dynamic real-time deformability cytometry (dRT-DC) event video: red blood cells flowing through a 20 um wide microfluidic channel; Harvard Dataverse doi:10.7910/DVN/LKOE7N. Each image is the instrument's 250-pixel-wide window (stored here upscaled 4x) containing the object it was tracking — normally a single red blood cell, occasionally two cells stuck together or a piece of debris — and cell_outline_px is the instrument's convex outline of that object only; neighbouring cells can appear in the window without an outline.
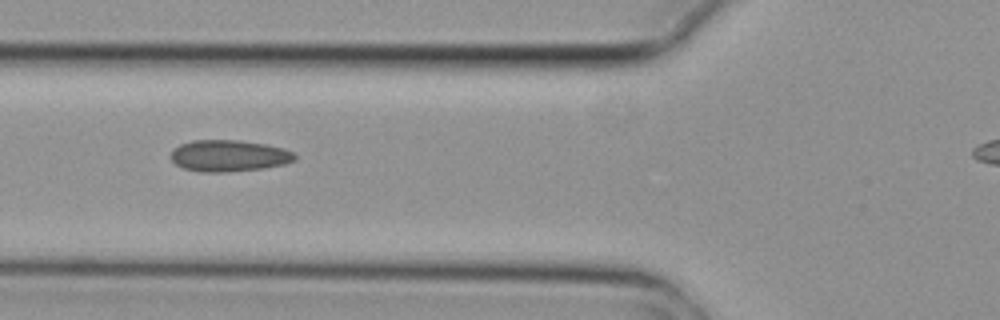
{"species": "common noctule bat (a hibernating species)", "species_latin": "Nyctalus noctula", "temperature_condition": "cold", "stored_images_in_passage": 9, "camera_frame_rate_fps": 3000, "um_per_image_px": 0.085, "animal": {"sex": "female", "body_mass_g": 29.2, "forearm_length_mm": 56.3}, "frame": {"image": 1, "passage_image": 6, "time_ms": 1.667, "image_size_px": [1000, 320], "cell_outline_px": [[296, 160], [284, 164], [264, 168], [228, 172], [200, 172], [184, 168], [176, 164], [172, 160], [172, 152], [180, 144], [192, 140], [236, 140], [264, 144], [284, 148], [292, 152], [296, 156]], "centroid_in_image_um": [19.47, 13.24], "position_along_channel_um": 106.3, "area_um2": 22.66}}
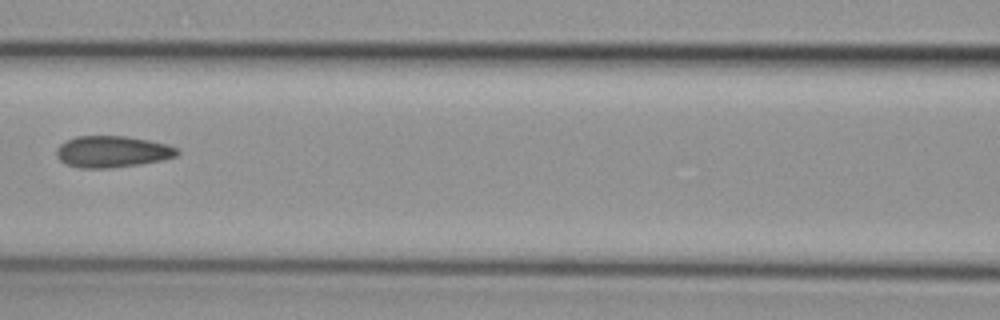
{"frame": {"image": 2, "passage_image": 7, "time_ms": 2.0, "image_size_px": [1000, 320], "cell_outline_px": [[180, 152], [176, 156], [160, 160], [140, 164], [112, 168], [76, 168], [64, 164], [56, 156], [56, 148], [60, 144], [76, 136], [124, 136], [148, 140], [168, 144], [176, 148]], "centroid_in_image_um": [9.5, 12.9], "position_along_channel_um": 157.1, "area_um2": 22.25}}